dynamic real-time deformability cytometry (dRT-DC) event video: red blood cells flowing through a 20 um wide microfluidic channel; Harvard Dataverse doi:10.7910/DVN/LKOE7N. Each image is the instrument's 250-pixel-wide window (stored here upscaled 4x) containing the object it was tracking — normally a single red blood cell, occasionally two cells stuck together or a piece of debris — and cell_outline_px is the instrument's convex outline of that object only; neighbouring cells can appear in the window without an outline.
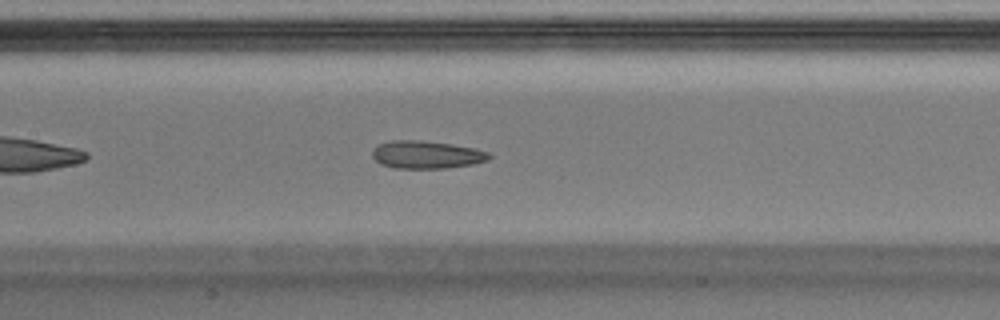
{"species": "Egyptian fruit bat (a non-hibernating species)", "species_latin": "Rousettus aegyptiacus", "temperature_condition": "warm", "stored_images_in_passage": 39, "camera_frame_rate_fps": 3000, "um_per_image_px": 0.085, "animal": {"sex": "male"}, "frame": {"image": 1, "passage_image": 12, "time_ms": 3.667, "image_size_px": [1000, 320], "cell_outline_px": [[492, 156], [488, 160], [472, 164], [444, 168], [392, 168], [380, 164], [372, 156], [372, 148], [376, 144], [392, 140], [420, 140], [452, 144], [476, 148], [488, 152]], "centroid_in_image_um": [36.22, 13.14], "position_along_channel_um": 171.2, "area_um2": 19.07}}
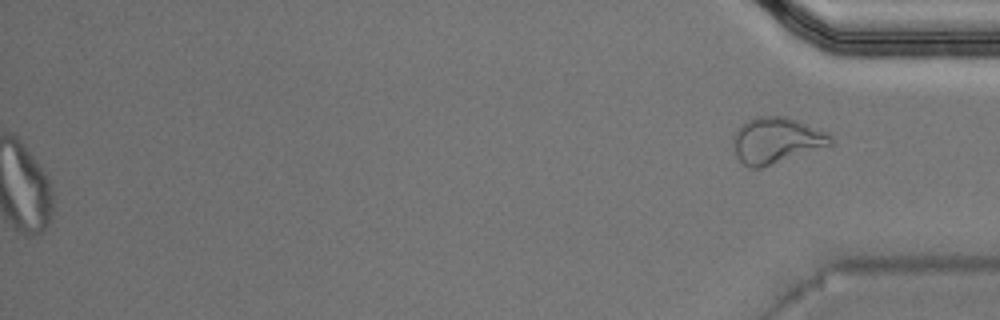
{"frame": {"image": 2, "passage_image": 39, "time_ms": 12.667, "image_size_px": [1000, 320], "cell_outline_px": [[832, 144], [760, 168], [752, 168], [744, 164], [736, 156], [732, 144], [732, 136], [736, 128], [748, 120], [756, 116], [784, 116], [796, 120], [824, 132], [832, 136]], "centroid_in_image_um": [65.9, 11.92], "position_along_channel_um": 369.3, "area_um2": 25.72}, "authors_computed_cell_mechanics": {"area_um2": 20.0566, "velocity_mm_per_s": 4.0528, "shape_relaxation_time_tau1_ms": null, "shape_relaxation_time_tau2_ms": 1.7542, "deformation_change_tau1": null, "deformation_change_tau2": 0.0908}}